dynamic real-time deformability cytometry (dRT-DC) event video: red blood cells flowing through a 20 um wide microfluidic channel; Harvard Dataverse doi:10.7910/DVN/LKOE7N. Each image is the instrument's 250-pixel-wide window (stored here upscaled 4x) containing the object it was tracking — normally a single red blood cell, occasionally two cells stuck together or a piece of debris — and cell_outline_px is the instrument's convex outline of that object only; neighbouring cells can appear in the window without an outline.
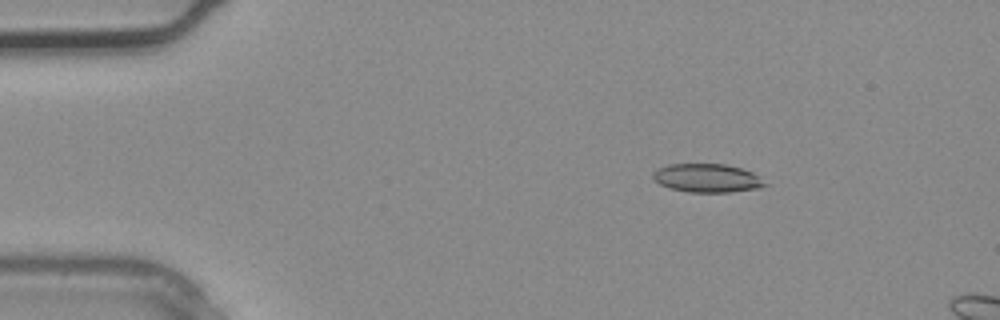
{"species": "common noctule bat (a hibernating species)", "species_latin": "Nyctalus noctula", "temperature_condition": "warm", "stored_images_in_passage": 2, "segment_of_instrument_passage": [2, 2], "camera_frame_rate_fps": 3000, "um_per_image_px": 0.085, "animal": {"sex": "male", "body_mass_g": 20.4}, "frame": {"image": 1, "passage_image": 2, "time_ms": 0.333, "image_size_px": [1000, 320], "cell_outline_px": [[768, 184], [760, 188], [728, 192], [688, 192], [672, 188], [660, 184], [652, 176], [652, 172], [668, 164], [724, 164], [740, 168], [752, 172]], "centroid_in_image_um": [60.11, 15.13], "position_along_channel_um": 24.9, "area_um2": 18.38}}